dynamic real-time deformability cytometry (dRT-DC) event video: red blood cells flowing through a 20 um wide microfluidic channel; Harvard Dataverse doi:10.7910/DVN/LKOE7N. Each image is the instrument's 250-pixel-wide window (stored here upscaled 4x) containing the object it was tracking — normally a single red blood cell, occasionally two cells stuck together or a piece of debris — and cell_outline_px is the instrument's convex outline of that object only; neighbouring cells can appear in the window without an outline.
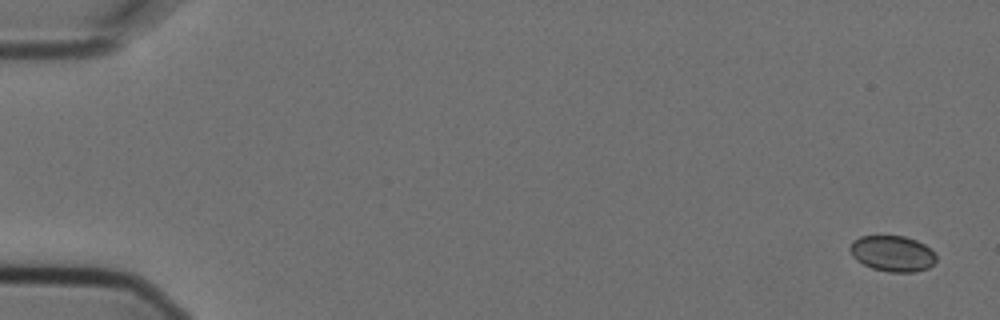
{"species": "Egyptian fruit bat (a non-hibernating species)", "species_latin": "Rousettus aegyptiacus", "temperature_condition": "cold", "stored_images_in_passage": 6, "segment_of_instrument_passage": [1, 2], "camera_frame_rate_fps": 3000, "um_per_image_px": 0.085, "animal": {"sex": "female"}, "frame": {"image": 1, "passage_image": 1, "time_ms": 0.0, "image_size_px": [1000, 320], "cell_outline_px": [[936, 260], [928, 268], [912, 272], [888, 272], [872, 268], [856, 260], [852, 256], [848, 248], [852, 240], [860, 236], [904, 236], [916, 240], [924, 244], [936, 256]], "centroid_in_image_um": [75.81, 21.54], "position_along_channel_um": 9.2, "area_um2": 17.98}}
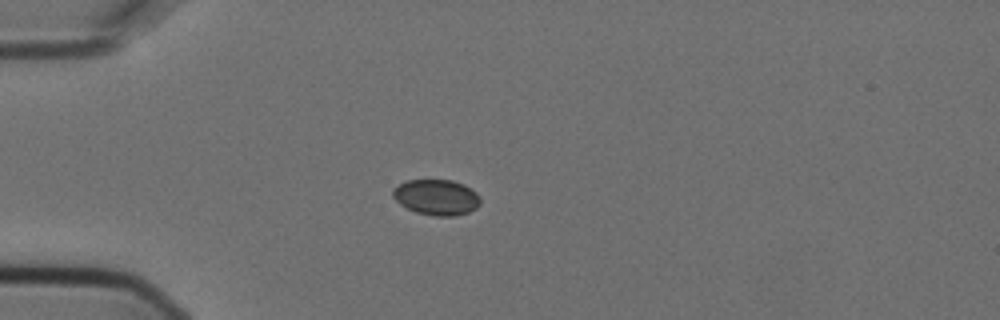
{"frame": {"image": 2, "passage_image": 5, "time_ms": 1.333, "image_size_px": [1000, 320], "cell_outline_px": [[480, 204], [476, 208], [468, 212], [456, 216], [432, 216], [416, 212], [400, 204], [392, 196], [392, 188], [408, 180], [452, 180], [464, 184], [476, 192], [480, 196]], "centroid_in_image_um": [37.11, 16.77], "position_along_channel_um": 47.9, "area_um2": 18.26}}